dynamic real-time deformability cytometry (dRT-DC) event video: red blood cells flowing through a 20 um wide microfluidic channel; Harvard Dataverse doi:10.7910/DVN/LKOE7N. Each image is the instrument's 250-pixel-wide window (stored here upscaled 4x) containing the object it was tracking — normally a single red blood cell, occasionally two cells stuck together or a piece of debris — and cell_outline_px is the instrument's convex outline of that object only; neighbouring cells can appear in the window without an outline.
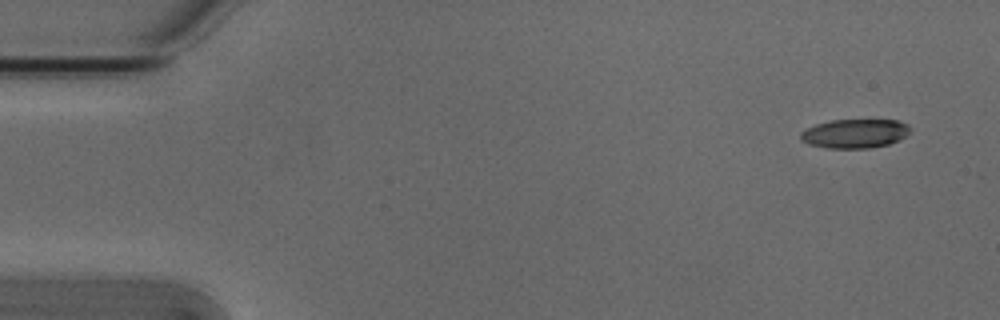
{"species": "Egyptian fruit bat (a non-hibernating species)", "species_latin": "Rousettus aegyptiacus", "temperature_condition": "cold", "stored_images_in_passage": 4, "camera_frame_rate_fps": 3000, "um_per_image_px": 0.085, "animal": {"sex": "male"}, "frame": {"image": 1, "passage_image": 1, "time_ms": 0.0, "image_size_px": [1000, 320], "cell_outline_px": [[912, 128], [900, 140], [888, 144], [872, 148], [828, 148], [808, 144], [800, 140], [800, 132], [816, 124], [832, 120], [900, 120], [908, 124]], "centroid_in_image_um": [72.67, 11.35], "position_along_channel_um": 12.3, "area_um2": 18.61}}
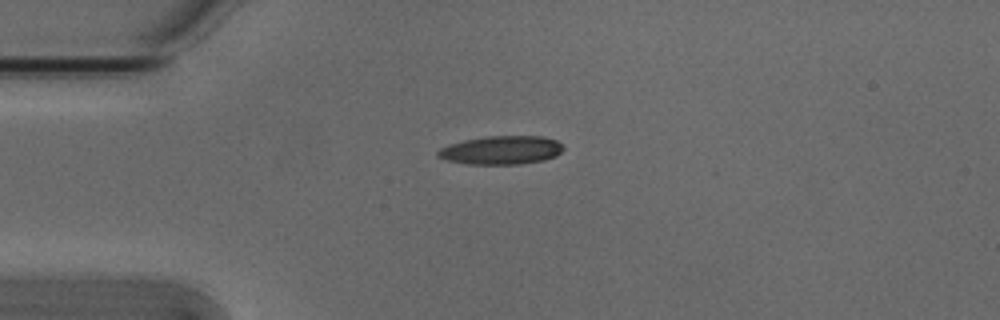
{"frame": {"image": 2, "passage_image": 4, "time_ms": 1.0, "image_size_px": [1000, 320], "cell_outline_px": [[564, 148], [556, 156], [544, 160], [520, 164], [464, 164], [448, 160], [436, 156], [436, 152], [440, 148], [448, 144], [464, 140], [488, 136], [544, 136], [556, 140]], "centroid_in_image_um": [42.59, 12.76], "position_along_channel_um": 42.4, "area_um2": 20.92}}